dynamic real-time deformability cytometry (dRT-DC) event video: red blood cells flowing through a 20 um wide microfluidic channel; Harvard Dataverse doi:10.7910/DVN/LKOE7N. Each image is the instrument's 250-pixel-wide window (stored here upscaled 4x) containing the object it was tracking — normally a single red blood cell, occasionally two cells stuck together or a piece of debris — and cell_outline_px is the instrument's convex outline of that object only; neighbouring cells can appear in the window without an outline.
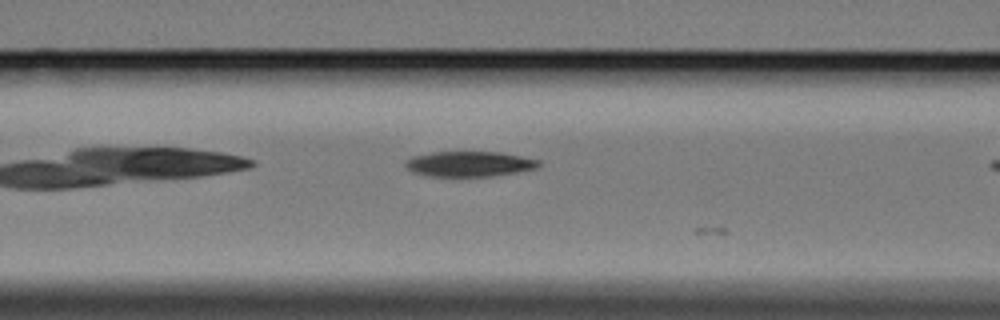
{"species": "Egyptian fruit bat (a non-hibernating species)", "species_latin": "Rousettus aegyptiacus", "temperature_condition": "cold", "stored_images_in_passage": 8, "camera_frame_rate_fps": 3000, "um_per_image_px": 0.085, "animal": {"sex": "female"}, "frame": {"image": 1, "passage_image": 6, "time_ms": 1.667, "image_size_px": [1000, 320], "cell_outline_px": [[540, 164], [536, 168], [516, 172], [492, 176], [428, 176], [416, 172], [408, 168], [404, 164], [408, 160], [416, 156], [432, 152], [500, 152], [540, 160]], "centroid_in_image_um": [39.94, 13.93], "position_along_channel_um": 126.7, "area_um2": 19.25}}